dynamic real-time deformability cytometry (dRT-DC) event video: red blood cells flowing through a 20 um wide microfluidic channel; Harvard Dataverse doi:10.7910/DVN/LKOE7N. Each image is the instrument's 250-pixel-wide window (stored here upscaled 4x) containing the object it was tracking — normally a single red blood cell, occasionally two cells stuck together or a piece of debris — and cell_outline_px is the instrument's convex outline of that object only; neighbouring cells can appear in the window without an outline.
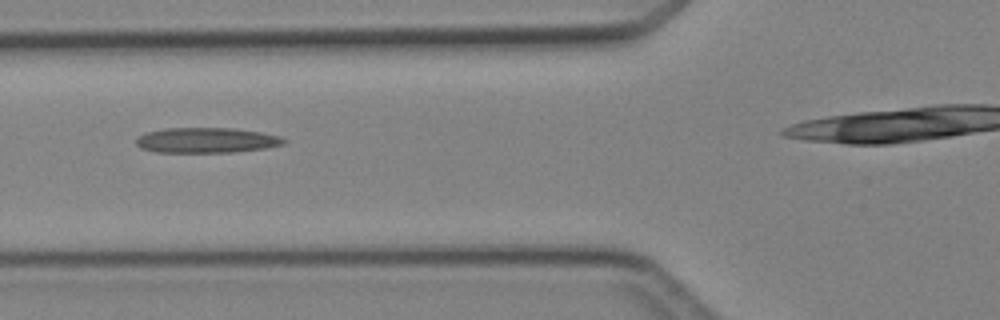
{"species": "Egyptian fruit bat (a non-hibernating species)", "species_latin": "Rousettus aegyptiacus", "temperature_condition": "cold", "stored_images_in_passage": 2, "camera_frame_rate_fps": 3000, "um_per_image_px": 0.085, "animal": {"sex": "female"}, "frame": {"image": 1, "passage_image": 2, "time_ms": 1.0, "image_size_px": [1000, 320], "cell_outline_px": [[288, 140], [284, 144], [268, 148], [236, 152], [156, 152], [140, 148], [136, 144], [136, 140], [144, 132], [164, 128], [232, 128], [260, 132], [280, 136]], "centroid_in_image_um": [17.57, 11.92], "position_along_channel_um": 108.2, "area_um2": 21.91}}